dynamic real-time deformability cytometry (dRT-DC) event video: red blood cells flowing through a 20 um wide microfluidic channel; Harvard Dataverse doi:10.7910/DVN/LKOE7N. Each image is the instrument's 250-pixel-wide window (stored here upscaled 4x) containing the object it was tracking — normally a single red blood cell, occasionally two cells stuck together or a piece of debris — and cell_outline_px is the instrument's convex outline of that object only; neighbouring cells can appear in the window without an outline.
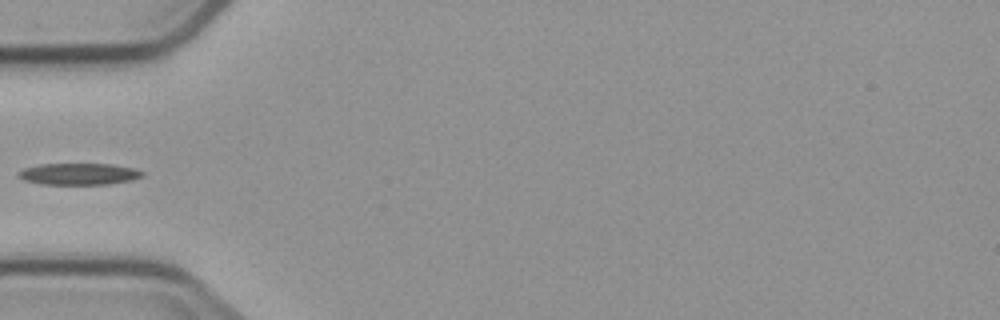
{"species": "common noctule bat (a hibernating species)", "species_latin": "Nyctalus noctula", "temperature_condition": "cold", "stored_images_in_passage": 5, "camera_frame_rate_fps": 3000, "um_per_image_px": 0.085, "animal": {"sex": "male", "body_mass_g": 23.1, "forearm_length_mm": 52.7}, "frame": {"image": 1, "passage_image": 4, "time_ms": 3.667, "image_size_px": [1000, 320], "cell_outline_px": [[144, 176], [132, 180], [108, 184], [40, 184], [24, 180], [16, 176], [16, 172], [24, 168], [40, 164], [112, 164], [136, 168], [144, 172]], "centroid_in_image_um": [6.7, 14.78], "position_along_channel_um": 78.3, "area_um2": 15.78}}
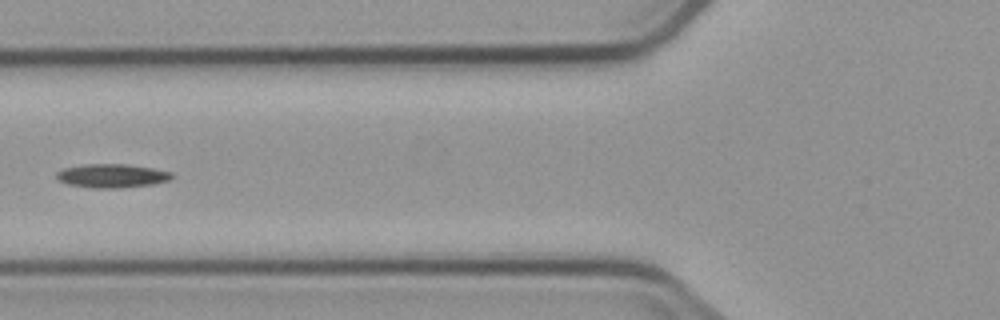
{"frame": {"image": 2, "passage_image": 5, "time_ms": 4.667, "image_size_px": [1000, 320], "cell_outline_px": [[172, 176], [168, 180], [152, 184], [120, 188], [92, 188], [68, 184], [60, 180], [56, 176], [56, 172], [64, 168], [84, 164], [124, 164], [152, 168], [172, 172]], "centroid_in_image_um": [9.49, 14.94], "position_along_channel_um": 116.3, "area_um2": 15.78}}